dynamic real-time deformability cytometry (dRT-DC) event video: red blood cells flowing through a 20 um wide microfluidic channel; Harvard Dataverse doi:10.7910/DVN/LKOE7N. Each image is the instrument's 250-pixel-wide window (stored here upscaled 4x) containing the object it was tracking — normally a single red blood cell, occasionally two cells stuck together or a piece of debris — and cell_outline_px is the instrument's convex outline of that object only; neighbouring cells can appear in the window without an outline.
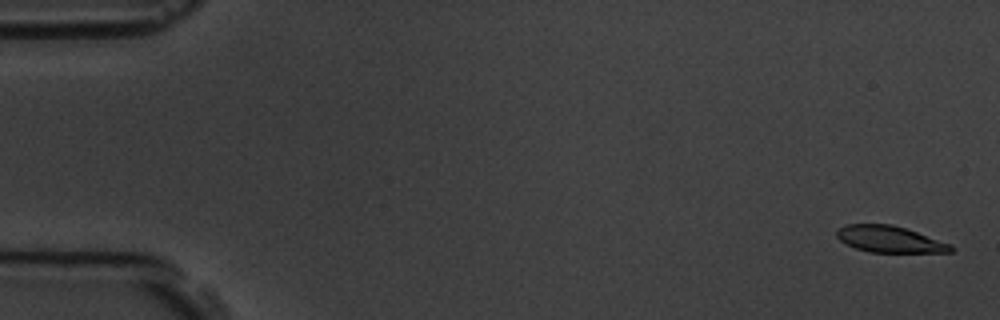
{"species": "common noctule bat (a hibernating species)", "species_latin": "Nyctalus noctula", "temperature_condition": "room temperature", "stored_images_in_passage": 9, "camera_frame_rate_fps": 3000, "um_per_image_px": 0.085, "animal": {"sex": "male", "body_mass_g": 19.5, "forearm_length_mm": 54.6}, "frame": {"image": 1, "passage_image": 1, "time_ms": 0.0, "image_size_px": [1000, 320], "cell_outline_px": [[956, 248], [952, 252], [868, 252], [856, 248], [840, 240], [836, 236], [836, 228], [844, 224], [892, 224], [952, 244]], "centroid_in_image_um": [75.61, 20.33], "position_along_channel_um": 9.4, "area_um2": 17.63}}
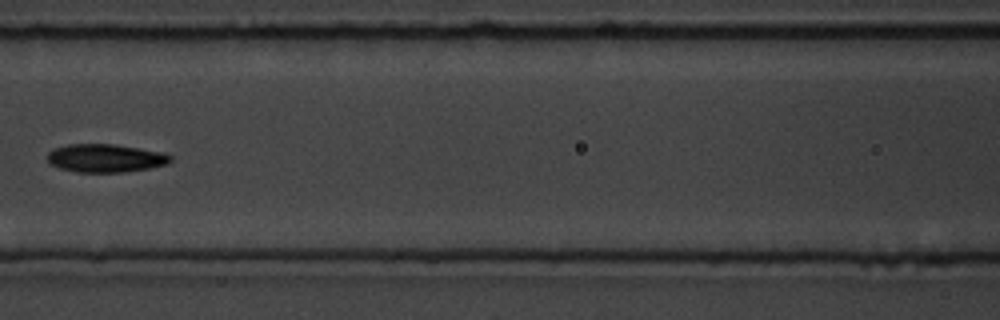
{"frame": {"image": 2, "passage_image": 8, "time_ms": 8.0, "image_size_px": [1000, 320], "cell_outline_px": [[172, 160], [168, 164], [148, 168], [124, 172], [76, 172], [60, 168], [52, 164], [48, 160], [48, 152], [56, 148], [68, 144], [116, 144], [164, 152], [172, 156]], "centroid_in_image_um": [9.01, 13.43], "position_along_channel_um": 157.6, "area_um2": 20.23}}
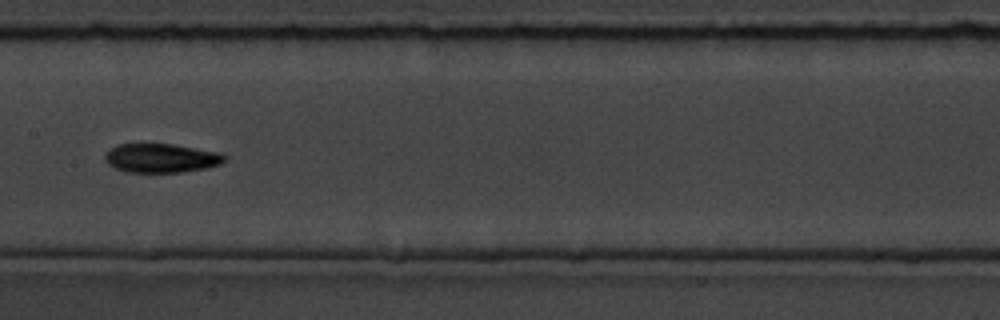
{"frame": {"image": 3, "passage_image": 9, "time_ms": 9.0, "image_size_px": [1000, 320], "cell_outline_px": [[228, 160], [220, 164], [204, 168], [184, 172], [128, 172], [116, 168], [108, 164], [104, 160], [104, 156], [116, 144], [172, 144], [220, 152], [228, 156]], "centroid_in_image_um": [13.74, 13.43], "position_along_channel_um": 193.7, "area_um2": 20.23}}